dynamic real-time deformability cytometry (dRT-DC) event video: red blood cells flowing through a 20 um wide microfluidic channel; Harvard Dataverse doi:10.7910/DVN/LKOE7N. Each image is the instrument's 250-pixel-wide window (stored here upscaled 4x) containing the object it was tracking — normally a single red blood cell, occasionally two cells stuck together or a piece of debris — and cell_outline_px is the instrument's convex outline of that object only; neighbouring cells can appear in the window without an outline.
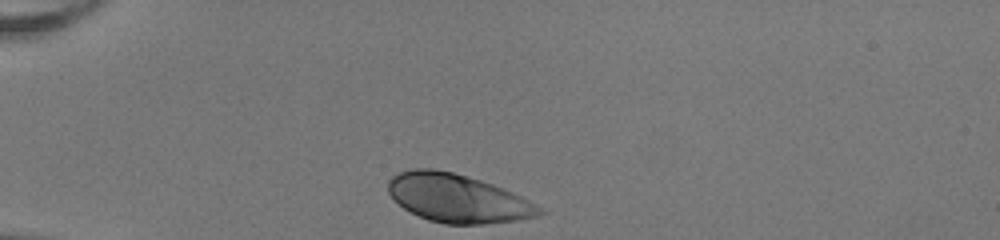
{"species": "human", "species_latin": "Homo sapiens", "temperature_condition": "room temperature", "stored_images_in_passage": 31, "camera_frame_rate_fps": 3000, "um_per_image_px": 0.085, "donor": {"sex": "female"}, "frame": {"image": 1, "passage_image": 1, "time_ms": 0.0, "image_size_px": [1000, 240], "cell_outline_px": [[548, 212], [540, 216], [520, 220], [484, 224], [444, 224], [428, 220], [404, 208], [388, 192], [388, 180], [392, 176], [400, 172], [412, 168], [432, 168], [452, 172], [480, 180], [492, 184], [512, 192], [544, 208]], "centroid_in_image_um": [38.94, 16.86], "position_along_channel_um": 46.1, "area_um2": 42.6}}
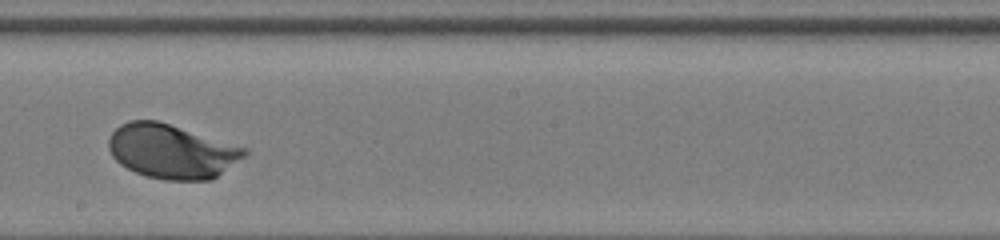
{"frame": {"image": 2, "passage_image": 18, "time_ms": 5.667, "image_size_px": [1000, 240], "cell_outline_px": [[248, 152], [244, 156], [212, 180], [164, 180], [144, 176], [120, 164], [112, 156], [108, 148], [108, 140], [112, 132], [120, 124], [128, 120], [156, 120], [248, 148]], "centroid_in_image_um": [14.56, 12.86], "position_along_channel_um": 233.6, "area_um2": 42.83}}
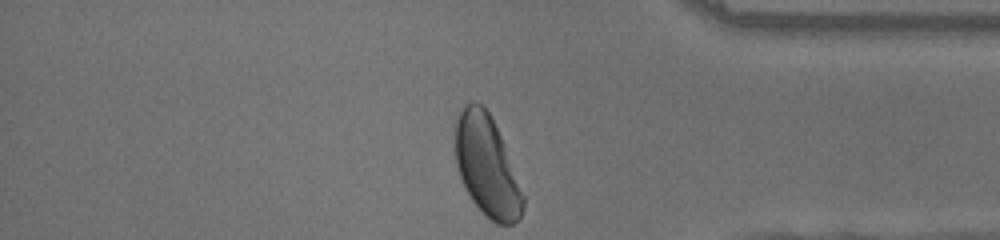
{"frame": {"image": 3, "passage_image": 31, "time_ms": 10.0, "image_size_px": [1000, 240], "cell_outline_px": [[524, 208], [520, 220], [512, 224], [496, 224], [472, 200], [464, 188], [456, 164], [456, 120], [464, 104], [472, 100], [480, 104], [488, 112], [500, 136], [524, 196]], "centroid_in_image_um": [41.38, 14.13], "position_along_channel_um": 393.8, "area_um2": 39.02}, "authors_computed_cell_mechanics": {"area_um2": 41.8472, "velocity_mm_per_s": 3.968, "shape_relaxation_time_tau1_ms": 1.6507, "shape_relaxation_time_tau2_ms": null, "deformation_change_tau1": 0.1348, "deformation_change_tau2": null}}